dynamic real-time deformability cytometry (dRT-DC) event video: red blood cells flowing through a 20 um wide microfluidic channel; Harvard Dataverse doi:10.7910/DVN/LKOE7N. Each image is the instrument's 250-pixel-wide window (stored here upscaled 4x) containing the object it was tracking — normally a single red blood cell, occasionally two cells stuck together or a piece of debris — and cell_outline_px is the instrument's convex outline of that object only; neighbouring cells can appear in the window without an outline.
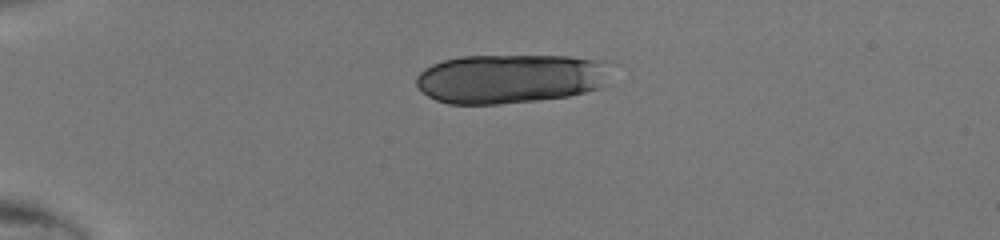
{"species": "human", "species_latin": "Homo sapiens", "temperature_condition": "room temperature", "stored_images_in_passage": 36, "camera_frame_rate_fps": 3000, "um_per_image_px": 0.085, "donor": {"sex": "male"}, "frame": {"image": 1, "passage_image": 1, "time_ms": 0.0, "image_size_px": [1000, 240], "cell_outline_px": [[608, 84], [600, 88], [568, 96], [536, 100], [500, 104], [448, 104], [436, 100], [428, 96], [416, 84], [416, 76], [424, 68], [432, 64], [444, 60], [460, 56], [568, 56], [604, 60]], "centroid_in_image_um": [43.35, 6.68], "position_along_channel_um": 41.7, "area_um2": 55.89}}
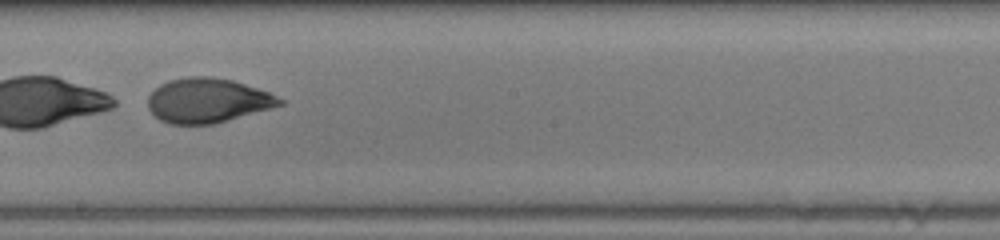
{"frame": {"image": 2, "passage_image": 18, "time_ms": 5.667, "image_size_px": [1000, 240], "cell_outline_px": [[284, 104], [216, 124], [168, 124], [160, 120], [148, 108], [148, 96], [160, 84], [168, 80], [188, 76], [208, 76], [232, 80], [268, 92], [284, 100]], "centroid_in_image_um": [17.62, 8.54], "position_along_channel_um": 230.6, "area_um2": 34.16}}